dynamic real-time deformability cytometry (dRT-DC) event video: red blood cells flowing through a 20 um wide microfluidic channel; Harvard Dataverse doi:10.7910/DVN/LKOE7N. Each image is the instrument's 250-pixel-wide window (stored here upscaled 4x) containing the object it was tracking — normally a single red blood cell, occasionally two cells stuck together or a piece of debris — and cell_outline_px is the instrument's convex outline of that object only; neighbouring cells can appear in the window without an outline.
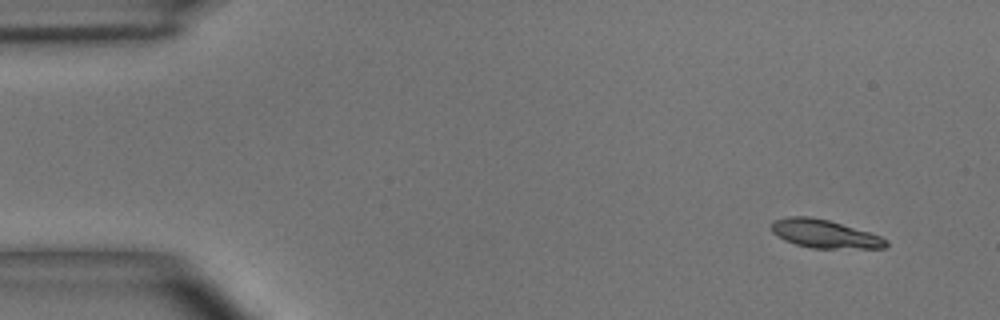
{"species": "common noctule bat (a hibernating species)", "species_latin": "Nyctalus noctula", "temperature_condition": "room temperature", "stored_images_in_passage": 4, "camera_frame_rate_fps": 3000, "um_per_image_px": 0.085, "animal": {"sex": "male", "body_mass_g": 15.6}, "frame": {"image": 1, "passage_image": 1, "time_ms": 0.0, "image_size_px": [1000, 320], "cell_outline_px": [[888, 244], [884, 248], [812, 248], [796, 244], [784, 240], [772, 232], [772, 220], [788, 216], [808, 216], [828, 220], [868, 232], [880, 236], [888, 240]], "centroid_in_image_um": [70.06, 19.87], "position_along_channel_um": 14.9, "area_um2": 18.73}}
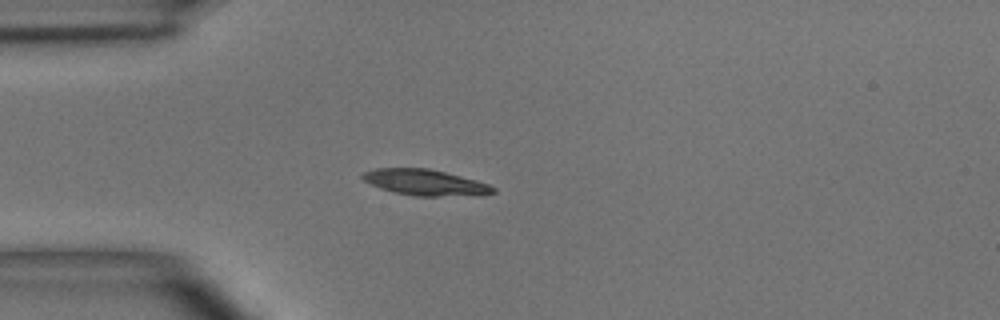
{"frame": {"image": 2, "passage_image": 4, "time_ms": 3.333, "image_size_px": [1000, 320], "cell_outline_px": [[496, 192], [476, 196], [412, 196], [380, 188], [364, 180], [360, 176], [364, 172], [376, 168], [428, 168], [476, 180], [488, 184], [496, 188]], "centroid_in_image_um": [36.18, 15.52], "position_along_channel_um": 48.8, "area_um2": 19.71}}